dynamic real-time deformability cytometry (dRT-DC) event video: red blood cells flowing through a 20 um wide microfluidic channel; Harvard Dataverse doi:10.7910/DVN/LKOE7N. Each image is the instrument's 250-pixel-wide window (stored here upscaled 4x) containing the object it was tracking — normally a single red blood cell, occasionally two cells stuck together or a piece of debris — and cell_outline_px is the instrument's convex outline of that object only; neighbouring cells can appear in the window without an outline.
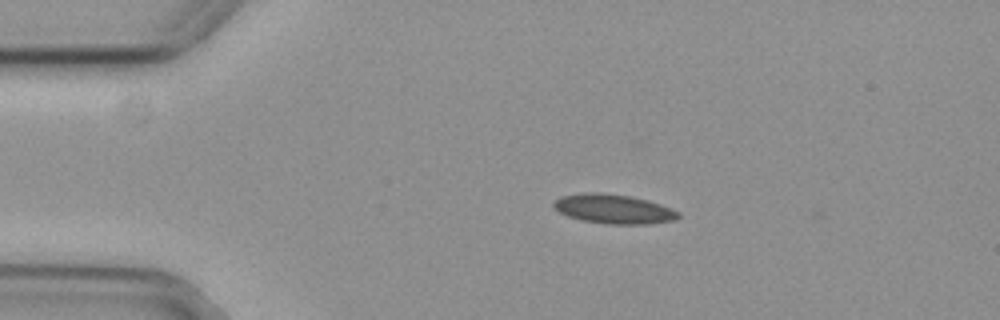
{"species": "common noctule bat (a hibernating species)", "species_latin": "Nyctalus noctula", "temperature_condition": "cold", "stored_images_in_passage": 18, "camera_frame_rate_fps": 3000, "um_per_image_px": 0.085, "animal": {"sex": "female", "body_mass_g": 29.2, "forearm_length_mm": 56.3}, "frame": {"image": 1, "passage_image": 1, "time_ms": 0.0, "image_size_px": [1000, 320], "cell_outline_px": [[680, 216], [672, 220], [648, 224], [608, 224], [580, 220], [568, 216], [552, 208], [552, 204], [560, 196], [584, 192], [600, 192], [628, 196], [660, 204], [680, 212]], "centroid_in_image_um": [52.1, 17.76], "position_along_channel_um": 32.9, "area_um2": 21.21}}